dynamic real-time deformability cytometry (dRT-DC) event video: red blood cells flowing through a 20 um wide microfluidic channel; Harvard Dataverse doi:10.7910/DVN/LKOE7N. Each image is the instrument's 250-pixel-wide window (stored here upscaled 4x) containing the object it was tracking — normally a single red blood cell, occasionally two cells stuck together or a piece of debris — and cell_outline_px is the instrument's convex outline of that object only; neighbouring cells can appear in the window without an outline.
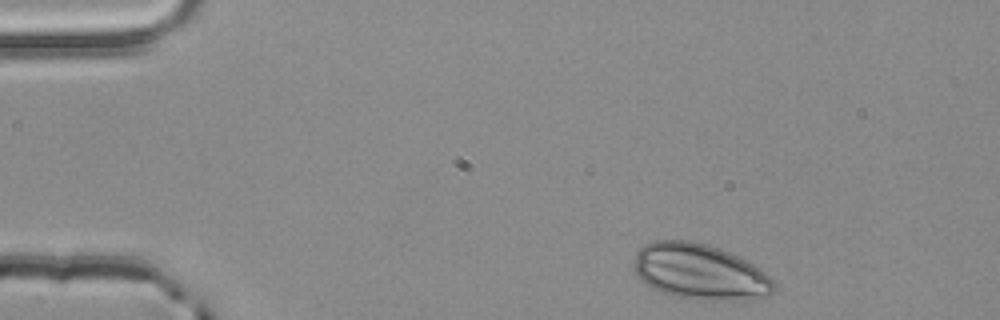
{"species": "common noctule bat (a hibernating species)", "species_latin": "Nyctalus noctula", "temperature_condition": "room temperature", "stored_images_in_passage": 47, "camera_frame_rate_fps": 3000, "um_per_image_px": 0.085, "animal": {"sex": "male", "body_mass_g": 20.4}, "frame": {"image": 1, "passage_image": 1, "time_ms": 0.0, "image_size_px": [1000, 320], "cell_outline_px": [[776, 288], [772, 292], [764, 296], [744, 300], [712, 300], [676, 296], [652, 288], [640, 280], [636, 272], [636, 252], [644, 244], [656, 240], [692, 240], [708, 244], [720, 248], [752, 264], [768, 276], [776, 284]], "centroid_in_image_um": [59.48, 23.09], "position_along_channel_um": 25.5, "area_um2": 44.91}}
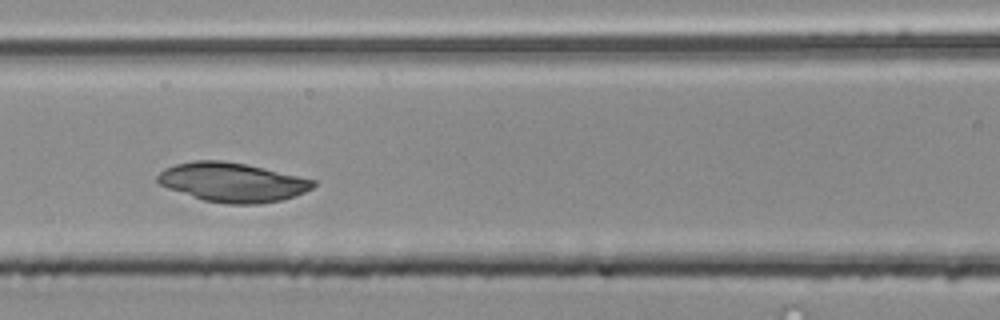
{"frame": {"image": 2, "passage_image": 17, "time_ms": 5.333, "image_size_px": [1000, 320], "cell_outline_px": [[316, 184], [312, 188], [296, 196], [280, 200], [256, 204], [228, 204], [204, 200], [168, 188], [160, 184], [156, 180], [156, 176], [164, 168], [176, 164], [196, 160], [220, 160], [244, 164], [264, 168], [316, 180]], "centroid_in_image_um": [19.75, 15.49], "position_along_channel_um": 146.9, "area_um2": 35.32}}
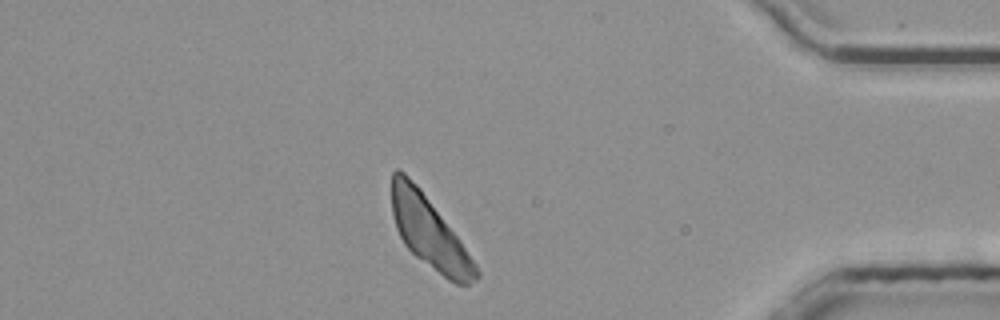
{"frame": {"image": 3, "passage_image": 40, "time_ms": 13.0, "image_size_px": [1000, 320], "cell_outline_px": [[480, 276], [476, 280], [468, 284], [456, 284], [448, 280], [416, 256], [404, 244], [396, 228], [392, 212], [392, 172], [396, 168], [400, 168], [420, 188], [460, 240], [476, 264], [480, 272]], "centroid_in_image_um": [36.49, 19.75], "position_along_channel_um": 398.7, "area_um2": 34.68}}